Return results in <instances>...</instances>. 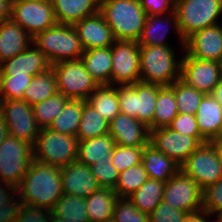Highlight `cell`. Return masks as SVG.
<instances>
[{
    "label": "cell",
    "instance_id": "1",
    "mask_svg": "<svg viewBox=\"0 0 222 222\" xmlns=\"http://www.w3.org/2000/svg\"><path fill=\"white\" fill-rule=\"evenodd\" d=\"M60 170L61 167L33 160L16 194L26 205L51 210L63 195Z\"/></svg>",
    "mask_w": 222,
    "mask_h": 222
},
{
    "label": "cell",
    "instance_id": "2",
    "mask_svg": "<svg viewBox=\"0 0 222 222\" xmlns=\"http://www.w3.org/2000/svg\"><path fill=\"white\" fill-rule=\"evenodd\" d=\"M100 12L116 40L138 42L147 18L139 0H100Z\"/></svg>",
    "mask_w": 222,
    "mask_h": 222
},
{
    "label": "cell",
    "instance_id": "3",
    "mask_svg": "<svg viewBox=\"0 0 222 222\" xmlns=\"http://www.w3.org/2000/svg\"><path fill=\"white\" fill-rule=\"evenodd\" d=\"M171 46H140V82L170 86L181 78V62Z\"/></svg>",
    "mask_w": 222,
    "mask_h": 222
},
{
    "label": "cell",
    "instance_id": "4",
    "mask_svg": "<svg viewBox=\"0 0 222 222\" xmlns=\"http://www.w3.org/2000/svg\"><path fill=\"white\" fill-rule=\"evenodd\" d=\"M51 65L61 61L79 60L84 52L73 25L56 23L37 34L32 41Z\"/></svg>",
    "mask_w": 222,
    "mask_h": 222
},
{
    "label": "cell",
    "instance_id": "5",
    "mask_svg": "<svg viewBox=\"0 0 222 222\" xmlns=\"http://www.w3.org/2000/svg\"><path fill=\"white\" fill-rule=\"evenodd\" d=\"M120 113L136 118L154 130V113L159 85L138 82L117 85Z\"/></svg>",
    "mask_w": 222,
    "mask_h": 222
},
{
    "label": "cell",
    "instance_id": "6",
    "mask_svg": "<svg viewBox=\"0 0 222 222\" xmlns=\"http://www.w3.org/2000/svg\"><path fill=\"white\" fill-rule=\"evenodd\" d=\"M78 144L76 136L43 128L33 145V159L47 165L64 167L77 161Z\"/></svg>",
    "mask_w": 222,
    "mask_h": 222
},
{
    "label": "cell",
    "instance_id": "7",
    "mask_svg": "<svg viewBox=\"0 0 222 222\" xmlns=\"http://www.w3.org/2000/svg\"><path fill=\"white\" fill-rule=\"evenodd\" d=\"M175 13L182 38L192 33L219 24L222 15V0H176Z\"/></svg>",
    "mask_w": 222,
    "mask_h": 222
},
{
    "label": "cell",
    "instance_id": "8",
    "mask_svg": "<svg viewBox=\"0 0 222 222\" xmlns=\"http://www.w3.org/2000/svg\"><path fill=\"white\" fill-rule=\"evenodd\" d=\"M33 160V145L8 134L0 144V183L17 188Z\"/></svg>",
    "mask_w": 222,
    "mask_h": 222
},
{
    "label": "cell",
    "instance_id": "9",
    "mask_svg": "<svg viewBox=\"0 0 222 222\" xmlns=\"http://www.w3.org/2000/svg\"><path fill=\"white\" fill-rule=\"evenodd\" d=\"M57 79L58 92L68 99L84 100L99 86L79 60L61 61L51 65Z\"/></svg>",
    "mask_w": 222,
    "mask_h": 222
},
{
    "label": "cell",
    "instance_id": "10",
    "mask_svg": "<svg viewBox=\"0 0 222 222\" xmlns=\"http://www.w3.org/2000/svg\"><path fill=\"white\" fill-rule=\"evenodd\" d=\"M180 170L204 189L222 178V159L214 144L205 142L180 165Z\"/></svg>",
    "mask_w": 222,
    "mask_h": 222
},
{
    "label": "cell",
    "instance_id": "11",
    "mask_svg": "<svg viewBox=\"0 0 222 222\" xmlns=\"http://www.w3.org/2000/svg\"><path fill=\"white\" fill-rule=\"evenodd\" d=\"M0 115L6 123L10 136L34 145L41 128L29 103L23 99L0 100Z\"/></svg>",
    "mask_w": 222,
    "mask_h": 222
},
{
    "label": "cell",
    "instance_id": "12",
    "mask_svg": "<svg viewBox=\"0 0 222 222\" xmlns=\"http://www.w3.org/2000/svg\"><path fill=\"white\" fill-rule=\"evenodd\" d=\"M111 85L140 82V46L137 41L116 40L111 47Z\"/></svg>",
    "mask_w": 222,
    "mask_h": 222
},
{
    "label": "cell",
    "instance_id": "13",
    "mask_svg": "<svg viewBox=\"0 0 222 222\" xmlns=\"http://www.w3.org/2000/svg\"><path fill=\"white\" fill-rule=\"evenodd\" d=\"M10 18L32 38L57 23L51 1H12Z\"/></svg>",
    "mask_w": 222,
    "mask_h": 222
},
{
    "label": "cell",
    "instance_id": "14",
    "mask_svg": "<svg viewBox=\"0 0 222 222\" xmlns=\"http://www.w3.org/2000/svg\"><path fill=\"white\" fill-rule=\"evenodd\" d=\"M203 189L181 170L165 182L163 201L172 208L192 213L203 209Z\"/></svg>",
    "mask_w": 222,
    "mask_h": 222
},
{
    "label": "cell",
    "instance_id": "15",
    "mask_svg": "<svg viewBox=\"0 0 222 222\" xmlns=\"http://www.w3.org/2000/svg\"><path fill=\"white\" fill-rule=\"evenodd\" d=\"M205 142L202 136L184 135L169 127L150 131V144L180 165Z\"/></svg>",
    "mask_w": 222,
    "mask_h": 222
},
{
    "label": "cell",
    "instance_id": "16",
    "mask_svg": "<svg viewBox=\"0 0 222 222\" xmlns=\"http://www.w3.org/2000/svg\"><path fill=\"white\" fill-rule=\"evenodd\" d=\"M180 79L198 91L210 94L221 80L219 62L196 59L184 53L181 62Z\"/></svg>",
    "mask_w": 222,
    "mask_h": 222
},
{
    "label": "cell",
    "instance_id": "17",
    "mask_svg": "<svg viewBox=\"0 0 222 222\" xmlns=\"http://www.w3.org/2000/svg\"><path fill=\"white\" fill-rule=\"evenodd\" d=\"M184 52L196 59L219 62L222 58V26L216 24L192 33L185 39Z\"/></svg>",
    "mask_w": 222,
    "mask_h": 222
},
{
    "label": "cell",
    "instance_id": "18",
    "mask_svg": "<svg viewBox=\"0 0 222 222\" xmlns=\"http://www.w3.org/2000/svg\"><path fill=\"white\" fill-rule=\"evenodd\" d=\"M50 68L47 57L32 44L22 53L0 63V76H35Z\"/></svg>",
    "mask_w": 222,
    "mask_h": 222
},
{
    "label": "cell",
    "instance_id": "19",
    "mask_svg": "<svg viewBox=\"0 0 222 222\" xmlns=\"http://www.w3.org/2000/svg\"><path fill=\"white\" fill-rule=\"evenodd\" d=\"M84 50L112 47L116 41L114 34L99 11L75 23Z\"/></svg>",
    "mask_w": 222,
    "mask_h": 222
},
{
    "label": "cell",
    "instance_id": "20",
    "mask_svg": "<svg viewBox=\"0 0 222 222\" xmlns=\"http://www.w3.org/2000/svg\"><path fill=\"white\" fill-rule=\"evenodd\" d=\"M109 134L120 146L145 147L150 143L149 127L123 113L109 123Z\"/></svg>",
    "mask_w": 222,
    "mask_h": 222
},
{
    "label": "cell",
    "instance_id": "21",
    "mask_svg": "<svg viewBox=\"0 0 222 222\" xmlns=\"http://www.w3.org/2000/svg\"><path fill=\"white\" fill-rule=\"evenodd\" d=\"M63 194L87 198L100 188L90 167L74 161L60 170Z\"/></svg>",
    "mask_w": 222,
    "mask_h": 222
},
{
    "label": "cell",
    "instance_id": "22",
    "mask_svg": "<svg viewBox=\"0 0 222 222\" xmlns=\"http://www.w3.org/2000/svg\"><path fill=\"white\" fill-rule=\"evenodd\" d=\"M171 22H173L172 28H175L183 49L185 40L180 34L175 12L170 13L169 17L165 15L147 16L145 26L138 40L139 46H170L165 39L168 35V25H170Z\"/></svg>",
    "mask_w": 222,
    "mask_h": 222
},
{
    "label": "cell",
    "instance_id": "23",
    "mask_svg": "<svg viewBox=\"0 0 222 222\" xmlns=\"http://www.w3.org/2000/svg\"><path fill=\"white\" fill-rule=\"evenodd\" d=\"M33 38L11 18L0 23V63L22 53ZM30 43V44H29Z\"/></svg>",
    "mask_w": 222,
    "mask_h": 222
},
{
    "label": "cell",
    "instance_id": "24",
    "mask_svg": "<svg viewBox=\"0 0 222 222\" xmlns=\"http://www.w3.org/2000/svg\"><path fill=\"white\" fill-rule=\"evenodd\" d=\"M195 117L200 135L207 142L219 137L222 127V106L210 94L203 96Z\"/></svg>",
    "mask_w": 222,
    "mask_h": 222
},
{
    "label": "cell",
    "instance_id": "25",
    "mask_svg": "<svg viewBox=\"0 0 222 222\" xmlns=\"http://www.w3.org/2000/svg\"><path fill=\"white\" fill-rule=\"evenodd\" d=\"M57 23L74 25L100 11V0H51Z\"/></svg>",
    "mask_w": 222,
    "mask_h": 222
},
{
    "label": "cell",
    "instance_id": "26",
    "mask_svg": "<svg viewBox=\"0 0 222 222\" xmlns=\"http://www.w3.org/2000/svg\"><path fill=\"white\" fill-rule=\"evenodd\" d=\"M141 164L150 179L167 182L180 171V164L158 151L152 144L144 147Z\"/></svg>",
    "mask_w": 222,
    "mask_h": 222
},
{
    "label": "cell",
    "instance_id": "27",
    "mask_svg": "<svg viewBox=\"0 0 222 222\" xmlns=\"http://www.w3.org/2000/svg\"><path fill=\"white\" fill-rule=\"evenodd\" d=\"M80 59L98 85H111V47L84 50Z\"/></svg>",
    "mask_w": 222,
    "mask_h": 222
},
{
    "label": "cell",
    "instance_id": "28",
    "mask_svg": "<svg viewBox=\"0 0 222 222\" xmlns=\"http://www.w3.org/2000/svg\"><path fill=\"white\" fill-rule=\"evenodd\" d=\"M117 199L118 195L113 189L102 187L85 198L89 222L111 221Z\"/></svg>",
    "mask_w": 222,
    "mask_h": 222
},
{
    "label": "cell",
    "instance_id": "29",
    "mask_svg": "<svg viewBox=\"0 0 222 222\" xmlns=\"http://www.w3.org/2000/svg\"><path fill=\"white\" fill-rule=\"evenodd\" d=\"M115 142L111 135L105 134L92 139L79 141L77 161L91 166L111 156Z\"/></svg>",
    "mask_w": 222,
    "mask_h": 222
},
{
    "label": "cell",
    "instance_id": "30",
    "mask_svg": "<svg viewBox=\"0 0 222 222\" xmlns=\"http://www.w3.org/2000/svg\"><path fill=\"white\" fill-rule=\"evenodd\" d=\"M57 93L56 75L52 68H50L45 73L33 76L31 82L25 89L23 100L33 106Z\"/></svg>",
    "mask_w": 222,
    "mask_h": 222
},
{
    "label": "cell",
    "instance_id": "31",
    "mask_svg": "<svg viewBox=\"0 0 222 222\" xmlns=\"http://www.w3.org/2000/svg\"><path fill=\"white\" fill-rule=\"evenodd\" d=\"M115 87L117 86L99 85L86 99V102L100 112L109 123L120 113L119 97Z\"/></svg>",
    "mask_w": 222,
    "mask_h": 222
},
{
    "label": "cell",
    "instance_id": "32",
    "mask_svg": "<svg viewBox=\"0 0 222 222\" xmlns=\"http://www.w3.org/2000/svg\"><path fill=\"white\" fill-rule=\"evenodd\" d=\"M109 133V122L100 112L84 101L83 111L77 131V139L84 141Z\"/></svg>",
    "mask_w": 222,
    "mask_h": 222
},
{
    "label": "cell",
    "instance_id": "33",
    "mask_svg": "<svg viewBox=\"0 0 222 222\" xmlns=\"http://www.w3.org/2000/svg\"><path fill=\"white\" fill-rule=\"evenodd\" d=\"M164 189L165 182L148 178L129 199L136 208L149 215L163 200Z\"/></svg>",
    "mask_w": 222,
    "mask_h": 222
},
{
    "label": "cell",
    "instance_id": "34",
    "mask_svg": "<svg viewBox=\"0 0 222 222\" xmlns=\"http://www.w3.org/2000/svg\"><path fill=\"white\" fill-rule=\"evenodd\" d=\"M84 100L69 99L49 128L65 135H77Z\"/></svg>",
    "mask_w": 222,
    "mask_h": 222
},
{
    "label": "cell",
    "instance_id": "35",
    "mask_svg": "<svg viewBox=\"0 0 222 222\" xmlns=\"http://www.w3.org/2000/svg\"><path fill=\"white\" fill-rule=\"evenodd\" d=\"M155 106L154 129L168 127L179 114L174 88L171 85L159 86Z\"/></svg>",
    "mask_w": 222,
    "mask_h": 222
},
{
    "label": "cell",
    "instance_id": "36",
    "mask_svg": "<svg viewBox=\"0 0 222 222\" xmlns=\"http://www.w3.org/2000/svg\"><path fill=\"white\" fill-rule=\"evenodd\" d=\"M52 215L68 222H89L85 198L63 194L51 209Z\"/></svg>",
    "mask_w": 222,
    "mask_h": 222
},
{
    "label": "cell",
    "instance_id": "37",
    "mask_svg": "<svg viewBox=\"0 0 222 222\" xmlns=\"http://www.w3.org/2000/svg\"><path fill=\"white\" fill-rule=\"evenodd\" d=\"M171 86L174 88L178 112L195 116L199 104L205 94L198 91L196 88L187 85L181 79L173 82Z\"/></svg>",
    "mask_w": 222,
    "mask_h": 222
},
{
    "label": "cell",
    "instance_id": "38",
    "mask_svg": "<svg viewBox=\"0 0 222 222\" xmlns=\"http://www.w3.org/2000/svg\"><path fill=\"white\" fill-rule=\"evenodd\" d=\"M68 100L66 96L58 92L56 95L33 105V113L38 126L41 129L49 128Z\"/></svg>",
    "mask_w": 222,
    "mask_h": 222
},
{
    "label": "cell",
    "instance_id": "39",
    "mask_svg": "<svg viewBox=\"0 0 222 222\" xmlns=\"http://www.w3.org/2000/svg\"><path fill=\"white\" fill-rule=\"evenodd\" d=\"M148 179L147 172L140 163L119 173L118 181L113 189L118 197H129Z\"/></svg>",
    "mask_w": 222,
    "mask_h": 222
},
{
    "label": "cell",
    "instance_id": "40",
    "mask_svg": "<svg viewBox=\"0 0 222 222\" xmlns=\"http://www.w3.org/2000/svg\"><path fill=\"white\" fill-rule=\"evenodd\" d=\"M143 150L144 147L120 146L115 144L111 154V163L118 172H122L141 163Z\"/></svg>",
    "mask_w": 222,
    "mask_h": 222
},
{
    "label": "cell",
    "instance_id": "41",
    "mask_svg": "<svg viewBox=\"0 0 222 222\" xmlns=\"http://www.w3.org/2000/svg\"><path fill=\"white\" fill-rule=\"evenodd\" d=\"M33 76H0V100L23 99L26 87Z\"/></svg>",
    "mask_w": 222,
    "mask_h": 222
},
{
    "label": "cell",
    "instance_id": "42",
    "mask_svg": "<svg viewBox=\"0 0 222 222\" xmlns=\"http://www.w3.org/2000/svg\"><path fill=\"white\" fill-rule=\"evenodd\" d=\"M113 222H149V215L135 207L129 197H118Z\"/></svg>",
    "mask_w": 222,
    "mask_h": 222
},
{
    "label": "cell",
    "instance_id": "43",
    "mask_svg": "<svg viewBox=\"0 0 222 222\" xmlns=\"http://www.w3.org/2000/svg\"><path fill=\"white\" fill-rule=\"evenodd\" d=\"M89 167L100 187L115 188L120 172L111 163V156L105 160L97 161Z\"/></svg>",
    "mask_w": 222,
    "mask_h": 222
},
{
    "label": "cell",
    "instance_id": "44",
    "mask_svg": "<svg viewBox=\"0 0 222 222\" xmlns=\"http://www.w3.org/2000/svg\"><path fill=\"white\" fill-rule=\"evenodd\" d=\"M203 209L210 215L222 214V178L203 189Z\"/></svg>",
    "mask_w": 222,
    "mask_h": 222
},
{
    "label": "cell",
    "instance_id": "45",
    "mask_svg": "<svg viewBox=\"0 0 222 222\" xmlns=\"http://www.w3.org/2000/svg\"><path fill=\"white\" fill-rule=\"evenodd\" d=\"M187 212L172 208L170 204L161 201L149 214V222H184Z\"/></svg>",
    "mask_w": 222,
    "mask_h": 222
},
{
    "label": "cell",
    "instance_id": "46",
    "mask_svg": "<svg viewBox=\"0 0 222 222\" xmlns=\"http://www.w3.org/2000/svg\"><path fill=\"white\" fill-rule=\"evenodd\" d=\"M168 127L184 135L201 136L196 117L191 114L179 113Z\"/></svg>",
    "mask_w": 222,
    "mask_h": 222
},
{
    "label": "cell",
    "instance_id": "47",
    "mask_svg": "<svg viewBox=\"0 0 222 222\" xmlns=\"http://www.w3.org/2000/svg\"><path fill=\"white\" fill-rule=\"evenodd\" d=\"M147 16L169 15L175 12L176 0H139ZM167 13V14H166Z\"/></svg>",
    "mask_w": 222,
    "mask_h": 222
},
{
    "label": "cell",
    "instance_id": "48",
    "mask_svg": "<svg viewBox=\"0 0 222 222\" xmlns=\"http://www.w3.org/2000/svg\"><path fill=\"white\" fill-rule=\"evenodd\" d=\"M51 217L50 209L24 204L16 222H50Z\"/></svg>",
    "mask_w": 222,
    "mask_h": 222
},
{
    "label": "cell",
    "instance_id": "49",
    "mask_svg": "<svg viewBox=\"0 0 222 222\" xmlns=\"http://www.w3.org/2000/svg\"><path fill=\"white\" fill-rule=\"evenodd\" d=\"M16 196L11 198L4 206H0V222H16L21 213L24 202Z\"/></svg>",
    "mask_w": 222,
    "mask_h": 222
},
{
    "label": "cell",
    "instance_id": "50",
    "mask_svg": "<svg viewBox=\"0 0 222 222\" xmlns=\"http://www.w3.org/2000/svg\"><path fill=\"white\" fill-rule=\"evenodd\" d=\"M208 216L210 217L211 215L204 209H201L188 213L184 219V222H207L209 220Z\"/></svg>",
    "mask_w": 222,
    "mask_h": 222
},
{
    "label": "cell",
    "instance_id": "51",
    "mask_svg": "<svg viewBox=\"0 0 222 222\" xmlns=\"http://www.w3.org/2000/svg\"><path fill=\"white\" fill-rule=\"evenodd\" d=\"M12 0H0V23L11 17Z\"/></svg>",
    "mask_w": 222,
    "mask_h": 222
},
{
    "label": "cell",
    "instance_id": "52",
    "mask_svg": "<svg viewBox=\"0 0 222 222\" xmlns=\"http://www.w3.org/2000/svg\"><path fill=\"white\" fill-rule=\"evenodd\" d=\"M210 95L222 106V78L210 93Z\"/></svg>",
    "mask_w": 222,
    "mask_h": 222
},
{
    "label": "cell",
    "instance_id": "53",
    "mask_svg": "<svg viewBox=\"0 0 222 222\" xmlns=\"http://www.w3.org/2000/svg\"><path fill=\"white\" fill-rule=\"evenodd\" d=\"M8 135V130L6 123L2 116L0 115V144L3 142V140L7 137Z\"/></svg>",
    "mask_w": 222,
    "mask_h": 222
},
{
    "label": "cell",
    "instance_id": "54",
    "mask_svg": "<svg viewBox=\"0 0 222 222\" xmlns=\"http://www.w3.org/2000/svg\"><path fill=\"white\" fill-rule=\"evenodd\" d=\"M216 149L218 150V153L220 155V158L222 159V137H218L212 141Z\"/></svg>",
    "mask_w": 222,
    "mask_h": 222
},
{
    "label": "cell",
    "instance_id": "55",
    "mask_svg": "<svg viewBox=\"0 0 222 222\" xmlns=\"http://www.w3.org/2000/svg\"><path fill=\"white\" fill-rule=\"evenodd\" d=\"M50 222H68L66 219H63L61 217H55L52 215Z\"/></svg>",
    "mask_w": 222,
    "mask_h": 222
},
{
    "label": "cell",
    "instance_id": "56",
    "mask_svg": "<svg viewBox=\"0 0 222 222\" xmlns=\"http://www.w3.org/2000/svg\"><path fill=\"white\" fill-rule=\"evenodd\" d=\"M12 1H38V2H42V1H51V0H12Z\"/></svg>",
    "mask_w": 222,
    "mask_h": 222
},
{
    "label": "cell",
    "instance_id": "57",
    "mask_svg": "<svg viewBox=\"0 0 222 222\" xmlns=\"http://www.w3.org/2000/svg\"><path fill=\"white\" fill-rule=\"evenodd\" d=\"M219 68H220L221 78H222V58L219 61Z\"/></svg>",
    "mask_w": 222,
    "mask_h": 222
},
{
    "label": "cell",
    "instance_id": "58",
    "mask_svg": "<svg viewBox=\"0 0 222 222\" xmlns=\"http://www.w3.org/2000/svg\"><path fill=\"white\" fill-rule=\"evenodd\" d=\"M217 219L213 222H222V220L219 217H216ZM210 220H208L207 222H209ZM211 222V221H210Z\"/></svg>",
    "mask_w": 222,
    "mask_h": 222
},
{
    "label": "cell",
    "instance_id": "59",
    "mask_svg": "<svg viewBox=\"0 0 222 222\" xmlns=\"http://www.w3.org/2000/svg\"><path fill=\"white\" fill-rule=\"evenodd\" d=\"M219 137H222V127H221V130H220V133H219Z\"/></svg>",
    "mask_w": 222,
    "mask_h": 222
}]
</instances>
